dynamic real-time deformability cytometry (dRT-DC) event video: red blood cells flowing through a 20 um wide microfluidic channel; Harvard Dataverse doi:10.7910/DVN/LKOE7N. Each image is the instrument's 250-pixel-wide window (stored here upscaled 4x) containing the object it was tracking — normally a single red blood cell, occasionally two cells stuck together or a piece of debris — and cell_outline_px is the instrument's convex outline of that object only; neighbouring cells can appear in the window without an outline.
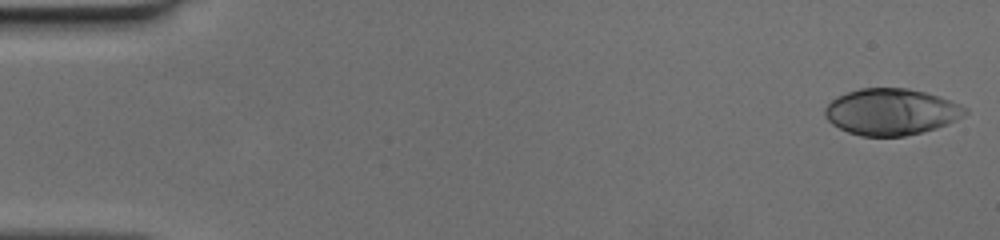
{"species": "human", "species_latin": "Homo sapiens", "temperature_condition": "cold", "stored_images_in_passage": 47, "camera_frame_rate_fps": 3000, "um_per_image_px": 0.085, "donor": {"sex": "female"}, "frame": {"image": 1, "passage_image": 1, "time_ms": 0.0, "image_size_px": [1000, 240], "cell_outline_px": [[968, 112], [964, 116], [936, 128], [904, 136], [860, 136], [848, 132], [832, 124], [824, 116], [824, 108], [836, 96], [860, 88], [908, 88], [924, 92], [948, 100], [968, 108]], "centroid_in_image_um": [75.71, 9.5], "position_along_channel_um": 9.3, "area_um2": 37.69}}
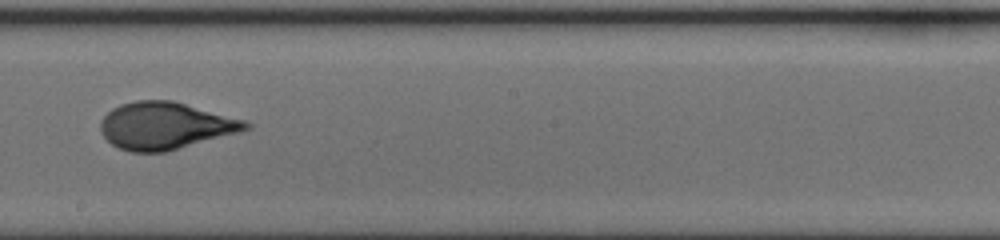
{"frame": {"image": 2, "passage_image": 28, "time_ms": 9.0, "image_size_px": [1000, 240], "cell_outline_px": [[252, 128], [240, 132], [164, 152], [132, 152], [120, 148], [112, 144], [100, 132], [100, 124], [104, 116], [112, 108], [120, 104], [136, 100], [172, 100], [248, 120], [252, 124]], "centroid_in_image_um": [14.09, 10.67], "position_along_channel_um": 234.1, "area_um2": 40.0}}
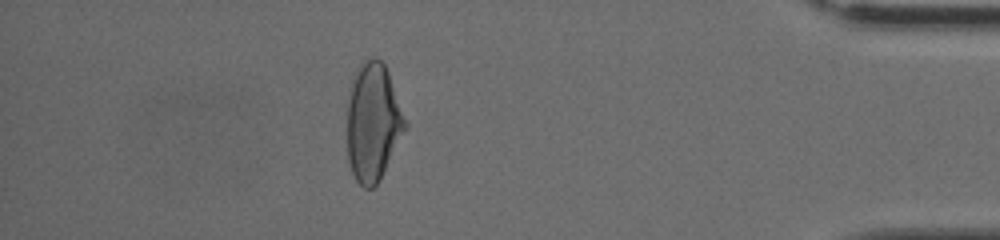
{"frame": {"image": 3, "passage_image": 43, "time_ms": 14.0, "image_size_px": [1000, 240], "cell_outline_px": [[408, 128], [380, 180], [372, 188], [364, 188], [356, 180], [352, 172], [348, 160], [348, 92], [352, 80], [360, 64], [364, 60], [372, 56], [376, 56], [384, 64], [388, 72], [408, 124]], "centroid_in_image_um": [31.72, 10.39], "position_along_channel_um": 403.5, "area_um2": 40.17}}